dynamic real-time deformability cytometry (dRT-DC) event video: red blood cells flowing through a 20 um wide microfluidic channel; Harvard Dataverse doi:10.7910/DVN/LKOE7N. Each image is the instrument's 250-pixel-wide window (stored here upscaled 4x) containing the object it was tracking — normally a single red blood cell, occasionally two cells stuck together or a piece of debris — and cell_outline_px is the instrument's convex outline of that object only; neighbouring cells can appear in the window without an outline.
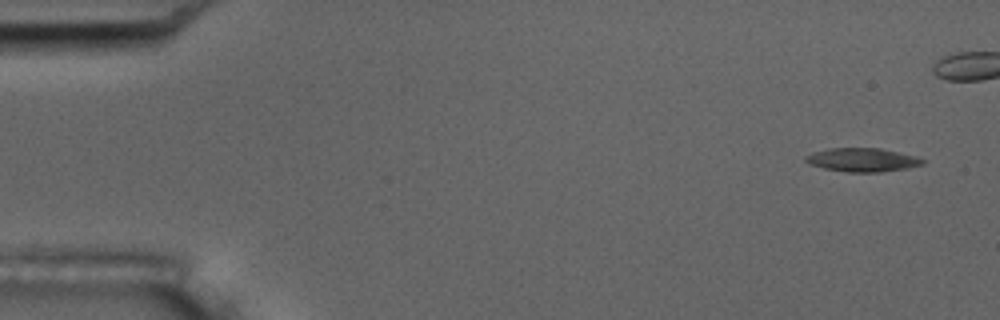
{"species": "common noctule bat (a hibernating species)", "species_latin": "Nyctalus noctula", "temperature_condition": "room temperature", "stored_images_in_passage": 5, "camera_frame_rate_fps": 3000, "um_per_image_px": 0.085, "animal": {"sex": "male", "body_mass_g": 17.5, "forearm_length_mm": 52.3}, "frame": {"image": 1, "passage_image": 1, "time_ms": 0.0, "image_size_px": [1000, 320], "cell_outline_px": [[928, 160], [924, 164], [908, 168], [880, 172], [848, 172], [824, 168], [812, 164], [804, 160], [804, 156], [812, 152], [828, 148], [880, 148], [916, 156]], "centroid_in_image_um": [73.34, 13.58], "position_along_channel_um": 11.7, "area_um2": 16.18}}
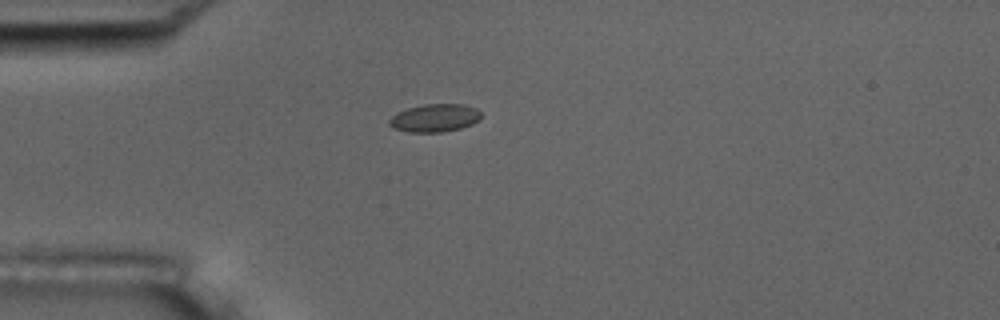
{"frame": {"image": 2, "passage_image": 5, "time_ms": 1.333, "image_size_px": [1000, 320], "cell_outline_px": [[480, 120], [472, 124], [460, 128], [440, 132], [408, 132], [392, 128], [388, 124], [388, 120], [396, 112], [408, 108], [424, 104], [464, 104], [476, 108], [480, 112]], "centroid_in_image_um": [36.92, 10.02], "position_along_channel_um": 48.1, "area_um2": 15.03}}